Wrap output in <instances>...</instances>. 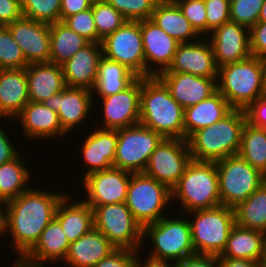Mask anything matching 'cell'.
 <instances>
[{"mask_svg": "<svg viewBox=\"0 0 266 267\" xmlns=\"http://www.w3.org/2000/svg\"><path fill=\"white\" fill-rule=\"evenodd\" d=\"M245 123L244 110L233 109L222 120L198 129L186 139L191 158L197 161L217 162L238 155Z\"/></svg>", "mask_w": 266, "mask_h": 267, "instance_id": "3957f363", "label": "cell"}, {"mask_svg": "<svg viewBox=\"0 0 266 267\" xmlns=\"http://www.w3.org/2000/svg\"><path fill=\"white\" fill-rule=\"evenodd\" d=\"M69 245L60 223L53 218L42 231L39 241L21 260L35 267H44L47 262L54 265L61 261L63 264Z\"/></svg>", "mask_w": 266, "mask_h": 267, "instance_id": "d4e9b609", "label": "cell"}, {"mask_svg": "<svg viewBox=\"0 0 266 267\" xmlns=\"http://www.w3.org/2000/svg\"><path fill=\"white\" fill-rule=\"evenodd\" d=\"M88 43L62 21L50 24L49 62L62 65Z\"/></svg>", "mask_w": 266, "mask_h": 267, "instance_id": "e575fe53", "label": "cell"}, {"mask_svg": "<svg viewBox=\"0 0 266 267\" xmlns=\"http://www.w3.org/2000/svg\"><path fill=\"white\" fill-rule=\"evenodd\" d=\"M164 137L142 124L118 129L114 168L143 173L150 155Z\"/></svg>", "mask_w": 266, "mask_h": 267, "instance_id": "8fae6325", "label": "cell"}, {"mask_svg": "<svg viewBox=\"0 0 266 267\" xmlns=\"http://www.w3.org/2000/svg\"><path fill=\"white\" fill-rule=\"evenodd\" d=\"M94 98L90 89L66 86L60 93L42 103L57 112L61 127L68 134L89 118L88 116L95 109L92 107Z\"/></svg>", "mask_w": 266, "mask_h": 267, "instance_id": "2e32d148", "label": "cell"}, {"mask_svg": "<svg viewBox=\"0 0 266 267\" xmlns=\"http://www.w3.org/2000/svg\"><path fill=\"white\" fill-rule=\"evenodd\" d=\"M236 224L266 233V181L235 208Z\"/></svg>", "mask_w": 266, "mask_h": 267, "instance_id": "d590c367", "label": "cell"}, {"mask_svg": "<svg viewBox=\"0 0 266 267\" xmlns=\"http://www.w3.org/2000/svg\"><path fill=\"white\" fill-rule=\"evenodd\" d=\"M125 204L143 228L166 216L171 190L144 173H132Z\"/></svg>", "mask_w": 266, "mask_h": 267, "instance_id": "ba28073f", "label": "cell"}, {"mask_svg": "<svg viewBox=\"0 0 266 267\" xmlns=\"http://www.w3.org/2000/svg\"><path fill=\"white\" fill-rule=\"evenodd\" d=\"M62 22L89 42L98 43V34L92 14V7L68 16Z\"/></svg>", "mask_w": 266, "mask_h": 267, "instance_id": "ee69618b", "label": "cell"}, {"mask_svg": "<svg viewBox=\"0 0 266 267\" xmlns=\"http://www.w3.org/2000/svg\"><path fill=\"white\" fill-rule=\"evenodd\" d=\"M131 175V172L112 167L85 176L81 179L86 191H83L86 193L83 201L89 206L124 203Z\"/></svg>", "mask_w": 266, "mask_h": 267, "instance_id": "5bb4252c", "label": "cell"}, {"mask_svg": "<svg viewBox=\"0 0 266 267\" xmlns=\"http://www.w3.org/2000/svg\"><path fill=\"white\" fill-rule=\"evenodd\" d=\"M202 36L189 43H179L169 68L163 72L190 73L206 78H218V66L212 44Z\"/></svg>", "mask_w": 266, "mask_h": 267, "instance_id": "d6986e66", "label": "cell"}, {"mask_svg": "<svg viewBox=\"0 0 266 267\" xmlns=\"http://www.w3.org/2000/svg\"><path fill=\"white\" fill-rule=\"evenodd\" d=\"M264 267H266V233H265V260H264Z\"/></svg>", "mask_w": 266, "mask_h": 267, "instance_id": "94428289", "label": "cell"}, {"mask_svg": "<svg viewBox=\"0 0 266 267\" xmlns=\"http://www.w3.org/2000/svg\"><path fill=\"white\" fill-rule=\"evenodd\" d=\"M6 27L21 47L28 65L49 62L50 24L22 17Z\"/></svg>", "mask_w": 266, "mask_h": 267, "instance_id": "ffe728a7", "label": "cell"}, {"mask_svg": "<svg viewBox=\"0 0 266 267\" xmlns=\"http://www.w3.org/2000/svg\"><path fill=\"white\" fill-rule=\"evenodd\" d=\"M139 123L164 138L184 139V108L158 76L141 77Z\"/></svg>", "mask_w": 266, "mask_h": 267, "instance_id": "7a4b0ae2", "label": "cell"}, {"mask_svg": "<svg viewBox=\"0 0 266 267\" xmlns=\"http://www.w3.org/2000/svg\"><path fill=\"white\" fill-rule=\"evenodd\" d=\"M5 126H0V165L13 160L19 155L13 141L8 136V132H6L7 130H5Z\"/></svg>", "mask_w": 266, "mask_h": 267, "instance_id": "816d5d0a", "label": "cell"}, {"mask_svg": "<svg viewBox=\"0 0 266 267\" xmlns=\"http://www.w3.org/2000/svg\"><path fill=\"white\" fill-rule=\"evenodd\" d=\"M206 6L207 35L215 28L230 21V2L228 0H204Z\"/></svg>", "mask_w": 266, "mask_h": 267, "instance_id": "f6af8a7d", "label": "cell"}, {"mask_svg": "<svg viewBox=\"0 0 266 267\" xmlns=\"http://www.w3.org/2000/svg\"><path fill=\"white\" fill-rule=\"evenodd\" d=\"M262 58H249L218 67L217 90L233 109L245 110L262 95Z\"/></svg>", "mask_w": 266, "mask_h": 267, "instance_id": "8992f818", "label": "cell"}, {"mask_svg": "<svg viewBox=\"0 0 266 267\" xmlns=\"http://www.w3.org/2000/svg\"><path fill=\"white\" fill-rule=\"evenodd\" d=\"M24 18L53 24L60 21L61 0H21Z\"/></svg>", "mask_w": 266, "mask_h": 267, "instance_id": "f35d334b", "label": "cell"}, {"mask_svg": "<svg viewBox=\"0 0 266 267\" xmlns=\"http://www.w3.org/2000/svg\"><path fill=\"white\" fill-rule=\"evenodd\" d=\"M140 27L145 56V77L157 76L171 65L179 42L151 19L140 21Z\"/></svg>", "mask_w": 266, "mask_h": 267, "instance_id": "e0dca14e", "label": "cell"}, {"mask_svg": "<svg viewBox=\"0 0 266 267\" xmlns=\"http://www.w3.org/2000/svg\"><path fill=\"white\" fill-rule=\"evenodd\" d=\"M174 267H219V258L216 255L195 254L175 263Z\"/></svg>", "mask_w": 266, "mask_h": 267, "instance_id": "f907efd6", "label": "cell"}, {"mask_svg": "<svg viewBox=\"0 0 266 267\" xmlns=\"http://www.w3.org/2000/svg\"><path fill=\"white\" fill-rule=\"evenodd\" d=\"M264 0H234L230 2V21L249 29L258 22Z\"/></svg>", "mask_w": 266, "mask_h": 267, "instance_id": "b9f144b4", "label": "cell"}, {"mask_svg": "<svg viewBox=\"0 0 266 267\" xmlns=\"http://www.w3.org/2000/svg\"><path fill=\"white\" fill-rule=\"evenodd\" d=\"M127 21L150 19L159 0H106Z\"/></svg>", "mask_w": 266, "mask_h": 267, "instance_id": "60d3db41", "label": "cell"}, {"mask_svg": "<svg viewBox=\"0 0 266 267\" xmlns=\"http://www.w3.org/2000/svg\"><path fill=\"white\" fill-rule=\"evenodd\" d=\"M141 251L116 248L94 267H135Z\"/></svg>", "mask_w": 266, "mask_h": 267, "instance_id": "bcb514c9", "label": "cell"}, {"mask_svg": "<svg viewBox=\"0 0 266 267\" xmlns=\"http://www.w3.org/2000/svg\"><path fill=\"white\" fill-rule=\"evenodd\" d=\"M5 221H6L5 203L0 201V236L4 235L6 232V222Z\"/></svg>", "mask_w": 266, "mask_h": 267, "instance_id": "9f6ffc18", "label": "cell"}, {"mask_svg": "<svg viewBox=\"0 0 266 267\" xmlns=\"http://www.w3.org/2000/svg\"><path fill=\"white\" fill-rule=\"evenodd\" d=\"M103 56L101 43L89 42L62 64L66 86L87 88L95 87L99 61Z\"/></svg>", "mask_w": 266, "mask_h": 267, "instance_id": "603a6c76", "label": "cell"}, {"mask_svg": "<svg viewBox=\"0 0 266 267\" xmlns=\"http://www.w3.org/2000/svg\"><path fill=\"white\" fill-rule=\"evenodd\" d=\"M238 155L266 175V128L255 127L246 122L242 129Z\"/></svg>", "mask_w": 266, "mask_h": 267, "instance_id": "8d00e7d4", "label": "cell"}, {"mask_svg": "<svg viewBox=\"0 0 266 267\" xmlns=\"http://www.w3.org/2000/svg\"><path fill=\"white\" fill-rule=\"evenodd\" d=\"M140 95L141 77H138L125 90L101 97V109L103 126L96 125L101 129L118 130L133 126L140 122Z\"/></svg>", "mask_w": 266, "mask_h": 267, "instance_id": "9a60e30c", "label": "cell"}, {"mask_svg": "<svg viewBox=\"0 0 266 267\" xmlns=\"http://www.w3.org/2000/svg\"><path fill=\"white\" fill-rule=\"evenodd\" d=\"M72 199L71 193L66 194L58 203L54 217L70 243L94 228L93 209L82 199Z\"/></svg>", "mask_w": 266, "mask_h": 267, "instance_id": "83f0119b", "label": "cell"}, {"mask_svg": "<svg viewBox=\"0 0 266 267\" xmlns=\"http://www.w3.org/2000/svg\"><path fill=\"white\" fill-rule=\"evenodd\" d=\"M216 168L221 205L227 207L235 208L266 181L264 174L239 155L217 161Z\"/></svg>", "mask_w": 266, "mask_h": 267, "instance_id": "9c48e42d", "label": "cell"}, {"mask_svg": "<svg viewBox=\"0 0 266 267\" xmlns=\"http://www.w3.org/2000/svg\"><path fill=\"white\" fill-rule=\"evenodd\" d=\"M188 19L191 26L200 35L207 36L206 6L204 0H173ZM205 34V35H204Z\"/></svg>", "mask_w": 266, "mask_h": 267, "instance_id": "7bdbcfd3", "label": "cell"}, {"mask_svg": "<svg viewBox=\"0 0 266 267\" xmlns=\"http://www.w3.org/2000/svg\"><path fill=\"white\" fill-rule=\"evenodd\" d=\"M246 122L250 125L266 128V95H261L253 101L245 110Z\"/></svg>", "mask_w": 266, "mask_h": 267, "instance_id": "c3c4849f", "label": "cell"}, {"mask_svg": "<svg viewBox=\"0 0 266 267\" xmlns=\"http://www.w3.org/2000/svg\"><path fill=\"white\" fill-rule=\"evenodd\" d=\"M89 135H85L82 142V158L88 167L83 178L93 172L107 170L113 167L116 156L118 130L94 129Z\"/></svg>", "mask_w": 266, "mask_h": 267, "instance_id": "cb8c5ba5", "label": "cell"}, {"mask_svg": "<svg viewBox=\"0 0 266 267\" xmlns=\"http://www.w3.org/2000/svg\"><path fill=\"white\" fill-rule=\"evenodd\" d=\"M218 258L253 260L264 266L265 233L235 224L228 236L226 248Z\"/></svg>", "mask_w": 266, "mask_h": 267, "instance_id": "f546056e", "label": "cell"}, {"mask_svg": "<svg viewBox=\"0 0 266 267\" xmlns=\"http://www.w3.org/2000/svg\"><path fill=\"white\" fill-rule=\"evenodd\" d=\"M258 22H266V0H264L263 6L260 10Z\"/></svg>", "mask_w": 266, "mask_h": 267, "instance_id": "680465c9", "label": "cell"}, {"mask_svg": "<svg viewBox=\"0 0 266 267\" xmlns=\"http://www.w3.org/2000/svg\"><path fill=\"white\" fill-rule=\"evenodd\" d=\"M90 207L93 209L94 228L105 235L116 248L133 251L143 248V228L125 202Z\"/></svg>", "mask_w": 266, "mask_h": 267, "instance_id": "30bf717a", "label": "cell"}, {"mask_svg": "<svg viewBox=\"0 0 266 267\" xmlns=\"http://www.w3.org/2000/svg\"><path fill=\"white\" fill-rule=\"evenodd\" d=\"M115 249L116 247L105 235L92 228L88 233L70 243L63 262L68 267H94Z\"/></svg>", "mask_w": 266, "mask_h": 267, "instance_id": "4316f807", "label": "cell"}, {"mask_svg": "<svg viewBox=\"0 0 266 267\" xmlns=\"http://www.w3.org/2000/svg\"><path fill=\"white\" fill-rule=\"evenodd\" d=\"M13 160L0 165V201L8 202L30 189L31 171L19 153Z\"/></svg>", "mask_w": 266, "mask_h": 267, "instance_id": "836d02e7", "label": "cell"}, {"mask_svg": "<svg viewBox=\"0 0 266 267\" xmlns=\"http://www.w3.org/2000/svg\"><path fill=\"white\" fill-rule=\"evenodd\" d=\"M20 122L22 135L26 140H43L62 138L67 134L63 131L59 116L42 102L29 101L23 110L14 118ZM22 124V126H21Z\"/></svg>", "mask_w": 266, "mask_h": 267, "instance_id": "7402d4cb", "label": "cell"}, {"mask_svg": "<svg viewBox=\"0 0 266 267\" xmlns=\"http://www.w3.org/2000/svg\"><path fill=\"white\" fill-rule=\"evenodd\" d=\"M150 19L179 43L194 42L200 38L173 0H159Z\"/></svg>", "mask_w": 266, "mask_h": 267, "instance_id": "1f68e13d", "label": "cell"}, {"mask_svg": "<svg viewBox=\"0 0 266 267\" xmlns=\"http://www.w3.org/2000/svg\"><path fill=\"white\" fill-rule=\"evenodd\" d=\"M28 66L21 47L6 26H0V69H23Z\"/></svg>", "mask_w": 266, "mask_h": 267, "instance_id": "ab89813d", "label": "cell"}, {"mask_svg": "<svg viewBox=\"0 0 266 267\" xmlns=\"http://www.w3.org/2000/svg\"><path fill=\"white\" fill-rule=\"evenodd\" d=\"M250 54L259 58L266 56V22H257L250 29Z\"/></svg>", "mask_w": 266, "mask_h": 267, "instance_id": "7dc6e473", "label": "cell"}, {"mask_svg": "<svg viewBox=\"0 0 266 267\" xmlns=\"http://www.w3.org/2000/svg\"><path fill=\"white\" fill-rule=\"evenodd\" d=\"M12 266L13 267H35V266H30L24 263L22 260H18V259H15V263Z\"/></svg>", "mask_w": 266, "mask_h": 267, "instance_id": "91938a15", "label": "cell"}, {"mask_svg": "<svg viewBox=\"0 0 266 267\" xmlns=\"http://www.w3.org/2000/svg\"><path fill=\"white\" fill-rule=\"evenodd\" d=\"M22 17L21 0H0V26H7Z\"/></svg>", "mask_w": 266, "mask_h": 267, "instance_id": "681fc988", "label": "cell"}, {"mask_svg": "<svg viewBox=\"0 0 266 267\" xmlns=\"http://www.w3.org/2000/svg\"><path fill=\"white\" fill-rule=\"evenodd\" d=\"M219 267H264V266L253 260L219 258Z\"/></svg>", "mask_w": 266, "mask_h": 267, "instance_id": "db71d44e", "label": "cell"}, {"mask_svg": "<svg viewBox=\"0 0 266 267\" xmlns=\"http://www.w3.org/2000/svg\"><path fill=\"white\" fill-rule=\"evenodd\" d=\"M55 192V193H54ZM30 188L5 203L6 234L10 233L12 251L21 260L39 241L42 231L55 217L63 192ZM63 193V194H62Z\"/></svg>", "mask_w": 266, "mask_h": 267, "instance_id": "6da1fadb", "label": "cell"}, {"mask_svg": "<svg viewBox=\"0 0 266 267\" xmlns=\"http://www.w3.org/2000/svg\"><path fill=\"white\" fill-rule=\"evenodd\" d=\"M208 36L218 67L239 62L251 56L250 31L244 25L228 21L215 28Z\"/></svg>", "mask_w": 266, "mask_h": 267, "instance_id": "ac0fdd59", "label": "cell"}, {"mask_svg": "<svg viewBox=\"0 0 266 267\" xmlns=\"http://www.w3.org/2000/svg\"><path fill=\"white\" fill-rule=\"evenodd\" d=\"M193 217H192V215ZM192 244L196 254L220 256L236 224L234 208L220 205L188 212Z\"/></svg>", "mask_w": 266, "mask_h": 267, "instance_id": "52a82bcc", "label": "cell"}, {"mask_svg": "<svg viewBox=\"0 0 266 267\" xmlns=\"http://www.w3.org/2000/svg\"><path fill=\"white\" fill-rule=\"evenodd\" d=\"M29 101L43 102L65 87L62 65L51 62L29 64L26 67Z\"/></svg>", "mask_w": 266, "mask_h": 267, "instance_id": "f1b7e54d", "label": "cell"}, {"mask_svg": "<svg viewBox=\"0 0 266 267\" xmlns=\"http://www.w3.org/2000/svg\"><path fill=\"white\" fill-rule=\"evenodd\" d=\"M92 14L94 17L98 43L119 29L127 20L106 0H93Z\"/></svg>", "mask_w": 266, "mask_h": 267, "instance_id": "74e56055", "label": "cell"}, {"mask_svg": "<svg viewBox=\"0 0 266 267\" xmlns=\"http://www.w3.org/2000/svg\"><path fill=\"white\" fill-rule=\"evenodd\" d=\"M191 160L187 140L164 138L150 155L143 173L172 190Z\"/></svg>", "mask_w": 266, "mask_h": 267, "instance_id": "4fadbf2b", "label": "cell"}, {"mask_svg": "<svg viewBox=\"0 0 266 267\" xmlns=\"http://www.w3.org/2000/svg\"><path fill=\"white\" fill-rule=\"evenodd\" d=\"M233 108L217 90L213 95L184 109V140L198 129L212 125L227 116Z\"/></svg>", "mask_w": 266, "mask_h": 267, "instance_id": "4dcf8cb0", "label": "cell"}, {"mask_svg": "<svg viewBox=\"0 0 266 267\" xmlns=\"http://www.w3.org/2000/svg\"><path fill=\"white\" fill-rule=\"evenodd\" d=\"M263 78H262V95H266V56L262 57Z\"/></svg>", "mask_w": 266, "mask_h": 267, "instance_id": "6f0895ef", "label": "cell"}, {"mask_svg": "<svg viewBox=\"0 0 266 267\" xmlns=\"http://www.w3.org/2000/svg\"><path fill=\"white\" fill-rule=\"evenodd\" d=\"M106 58L125 65L138 77H145V56L140 21H126L101 41Z\"/></svg>", "mask_w": 266, "mask_h": 267, "instance_id": "7c38bea8", "label": "cell"}, {"mask_svg": "<svg viewBox=\"0 0 266 267\" xmlns=\"http://www.w3.org/2000/svg\"><path fill=\"white\" fill-rule=\"evenodd\" d=\"M168 87L172 97L185 109L196 105L217 91V79L180 72L157 75Z\"/></svg>", "mask_w": 266, "mask_h": 267, "instance_id": "44dd1931", "label": "cell"}, {"mask_svg": "<svg viewBox=\"0 0 266 267\" xmlns=\"http://www.w3.org/2000/svg\"><path fill=\"white\" fill-rule=\"evenodd\" d=\"M92 2L93 0H61L60 21L91 8Z\"/></svg>", "mask_w": 266, "mask_h": 267, "instance_id": "f5cc1de1", "label": "cell"}, {"mask_svg": "<svg viewBox=\"0 0 266 267\" xmlns=\"http://www.w3.org/2000/svg\"><path fill=\"white\" fill-rule=\"evenodd\" d=\"M180 201L184 214L221 205L216 162L191 160L171 190V201Z\"/></svg>", "mask_w": 266, "mask_h": 267, "instance_id": "277c9868", "label": "cell"}, {"mask_svg": "<svg viewBox=\"0 0 266 267\" xmlns=\"http://www.w3.org/2000/svg\"><path fill=\"white\" fill-rule=\"evenodd\" d=\"M140 258L141 257L139 256L135 267H174L173 263L154 262L148 259L141 260ZM143 261L145 262L143 263Z\"/></svg>", "mask_w": 266, "mask_h": 267, "instance_id": "11a10c76", "label": "cell"}, {"mask_svg": "<svg viewBox=\"0 0 266 267\" xmlns=\"http://www.w3.org/2000/svg\"><path fill=\"white\" fill-rule=\"evenodd\" d=\"M138 76L125 65L102 56L99 61L97 80L92 90L93 97H106L125 90ZM96 93V94H94Z\"/></svg>", "mask_w": 266, "mask_h": 267, "instance_id": "d6a6232c", "label": "cell"}, {"mask_svg": "<svg viewBox=\"0 0 266 267\" xmlns=\"http://www.w3.org/2000/svg\"><path fill=\"white\" fill-rule=\"evenodd\" d=\"M28 102L26 68L0 69V121L14 119Z\"/></svg>", "mask_w": 266, "mask_h": 267, "instance_id": "484cf974", "label": "cell"}, {"mask_svg": "<svg viewBox=\"0 0 266 267\" xmlns=\"http://www.w3.org/2000/svg\"><path fill=\"white\" fill-rule=\"evenodd\" d=\"M162 217L155 223L143 227L142 239L151 243L152 251L146 259L154 262L178 263L195 255L188 218ZM146 237V238H145Z\"/></svg>", "mask_w": 266, "mask_h": 267, "instance_id": "5b68a950", "label": "cell"}]
</instances>
